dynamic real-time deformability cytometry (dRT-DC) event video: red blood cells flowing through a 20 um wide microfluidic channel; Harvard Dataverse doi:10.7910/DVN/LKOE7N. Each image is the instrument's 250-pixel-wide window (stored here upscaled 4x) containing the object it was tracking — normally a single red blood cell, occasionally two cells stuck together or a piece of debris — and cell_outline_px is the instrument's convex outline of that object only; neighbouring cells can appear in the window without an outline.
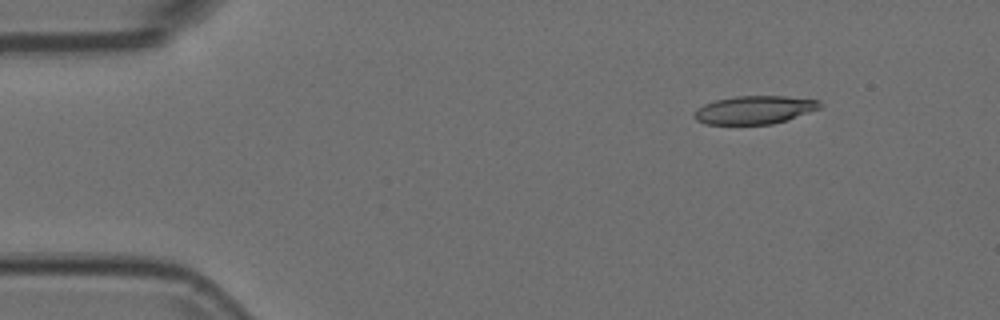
{"species": "Egyptian fruit bat (a non-hibernating species)", "species_latin": "Rousettus aegyptiacus", "temperature_condition": "room temperature", "stored_images_in_passage": 18, "camera_frame_rate_fps": 3000, "um_per_image_px": 0.085, "animal": {"sex": "female"}, "frame": {"image": 1, "passage_image": 6, "time_ms": 1.667, "image_size_px": [1000, 320], "cell_outline_px": [[820, 108], [772, 124], [704, 124], [696, 120], [692, 116], [704, 104], [716, 100], [736, 96], [784, 96], [820, 100]], "centroid_in_image_um": [64.1, 9.34], "position_along_channel_um": 20.9, "area_um2": 20.29}}
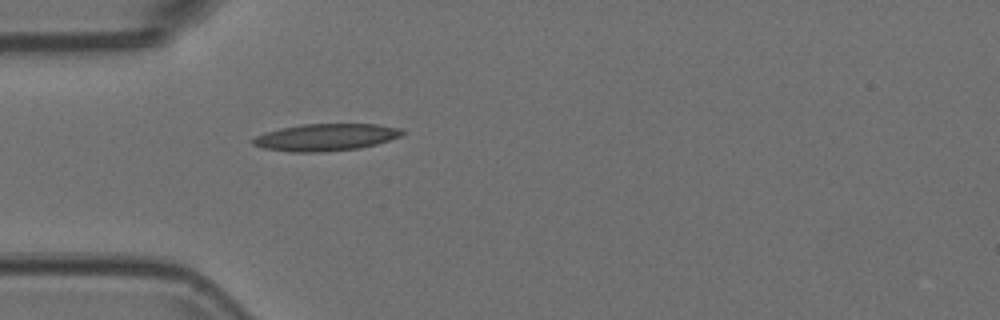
{"frame": {"image": 2, "passage_image": 15, "time_ms": 4.667, "image_size_px": [1000, 320], "cell_outline_px": [[404, 132], [400, 136], [376, 144], [360, 148], [324, 152], [292, 152], [264, 148], [252, 144], [252, 140], [256, 136], [280, 128], [304, 124], [376, 124], [400, 128]], "centroid_in_image_um": [27.69, 11.67], "position_along_channel_um": 57.3, "area_um2": 23.35}}